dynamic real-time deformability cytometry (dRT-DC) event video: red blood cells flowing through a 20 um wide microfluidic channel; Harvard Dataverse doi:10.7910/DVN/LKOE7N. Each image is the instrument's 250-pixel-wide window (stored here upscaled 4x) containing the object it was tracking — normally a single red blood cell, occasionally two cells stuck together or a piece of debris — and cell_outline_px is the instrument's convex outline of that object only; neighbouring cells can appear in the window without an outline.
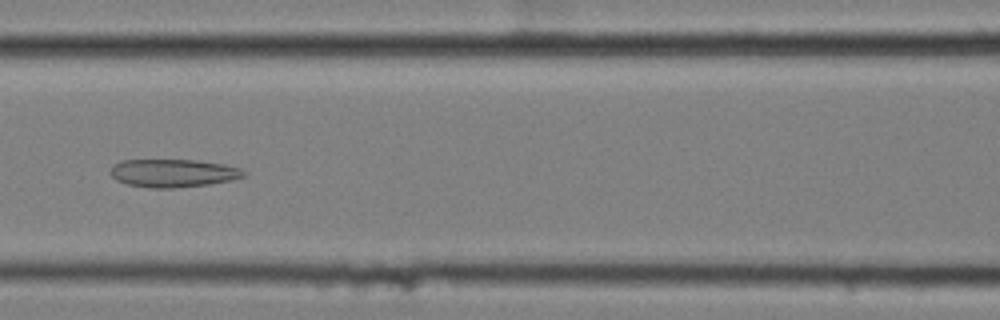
{"species": "common noctule bat (a hibernating species)", "species_latin": "Nyctalus noctula", "temperature_condition": "cold", "stored_images_in_passage": 12, "camera_frame_rate_fps": 3000, "um_per_image_px": 0.085, "animal": {"sex": "female", "body_mass_g": 25.1}, "frame": {"image": 1, "passage_image": 4, "time_ms": 1.0, "image_size_px": [1000, 320], "cell_outline_px": [[248, 172], [244, 176], [232, 180], [208, 184], [172, 188], [152, 188], [128, 184], [116, 180], [108, 172], [112, 164], [124, 160], [196, 160], [224, 164], [240, 168]], "centroid_in_image_um": [14.71, 14.71], "position_along_channel_um": 151.9, "area_um2": 21.85}}
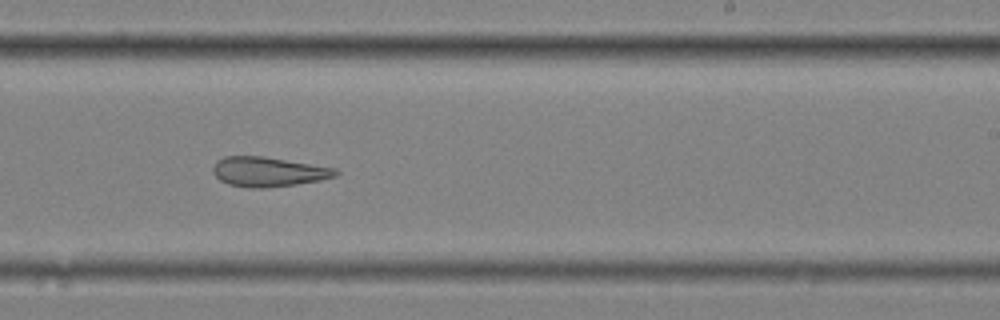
{"frame": {"image": 2, "passage_image": 7, "time_ms": 2.0, "image_size_px": [1000, 320], "cell_outline_px": [[340, 172], [336, 176], [320, 180], [296, 184], [260, 188], [248, 188], [228, 184], [220, 180], [212, 172], [212, 168], [216, 160], [224, 156], [264, 156], [336, 168]], "centroid_in_image_um": [22.78, 14.59], "position_along_channel_um": 266.2, "area_um2": 21.27}}
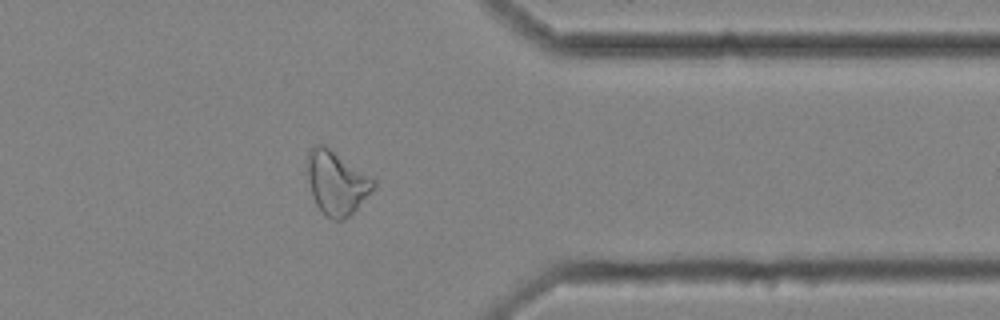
{"frame": {"image": 3, "passage_image": 10, "time_ms": 3.0, "image_size_px": [1000, 320], "cell_outline_px": [[376, 184], [356, 208], [344, 220], [332, 220], [316, 204], [312, 196], [308, 180], [308, 152], [316, 144], [324, 144], [372, 176], [376, 180]], "centroid_in_image_um": [28.61, 15.5], "position_along_channel_um": 382.8, "area_um2": 24.16}}